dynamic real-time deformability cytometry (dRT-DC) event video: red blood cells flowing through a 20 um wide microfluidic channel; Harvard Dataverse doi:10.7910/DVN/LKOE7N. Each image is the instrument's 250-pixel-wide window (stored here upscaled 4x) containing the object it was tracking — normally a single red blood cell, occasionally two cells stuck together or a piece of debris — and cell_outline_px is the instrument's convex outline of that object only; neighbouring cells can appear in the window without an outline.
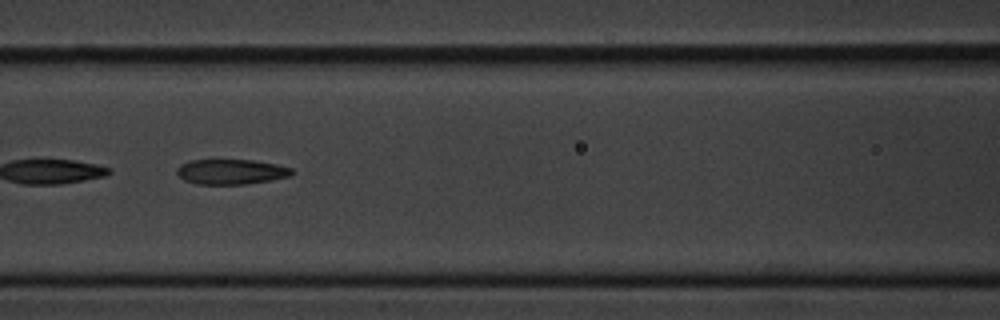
{"species": "common noctule bat (a hibernating species)", "species_latin": "Nyctalus noctula", "temperature_condition": "cold", "stored_images_in_passage": 13, "camera_frame_rate_fps": 3000, "um_per_image_px": 0.085, "animal": {"sex": "male", "body_mass_g": 20.1, "forearm_length_mm": 53.5}, "frame": {"image": 1, "passage_image": 6, "time_ms": 6.667, "image_size_px": [1000, 320], "cell_outline_px": [[292, 176], [272, 180], [244, 184], [196, 184], [184, 180], [176, 172], [176, 168], [180, 164], [192, 160], [252, 160], [276, 164], [292, 168]], "centroid_in_image_um": [19.64, 14.6], "position_along_channel_um": 147.0, "area_um2": 16.82}}
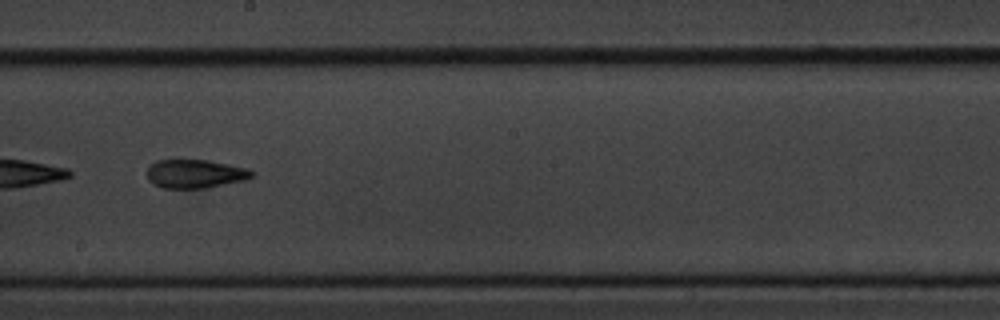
{"frame": {"image": 2, "passage_image": 8, "time_ms": 9.0, "image_size_px": [1000, 320], "cell_outline_px": [[256, 176], [244, 180], [208, 188], [164, 188], [152, 184], [148, 180], [148, 164], [156, 160], [204, 160], [228, 164], [248, 168], [256, 172]], "centroid_in_image_um": [16.6, 14.77], "position_along_channel_um": 231.6, "area_um2": 17.69}}
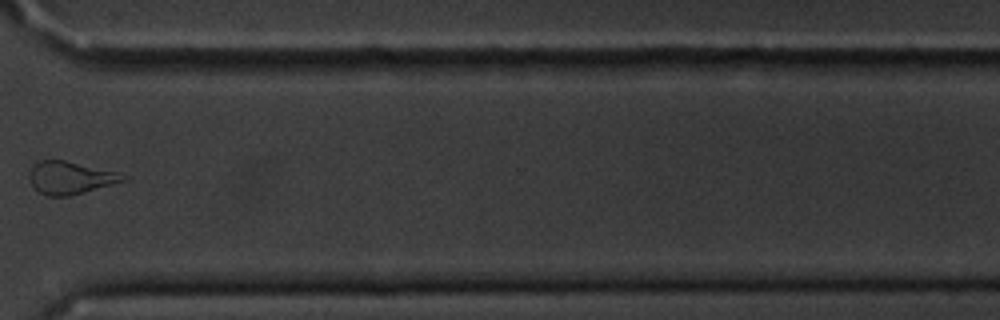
{"frame": {"image": 3, "passage_image": 11, "time_ms": 12.667, "image_size_px": [1000, 320], "cell_outline_px": [[128, 180], [84, 192], [68, 196], [48, 196], [40, 192], [32, 184], [28, 176], [32, 164], [40, 160], [64, 160], [116, 172], [128, 176]], "centroid_in_image_um": [5.96, 15.1], "position_along_channel_um": 364.6, "area_um2": 17.69}, "authors_computed_cell_mechanics": {"area_um2": 18.3226, "velocity_mm_per_s": 3.6243, "shape_relaxation_time_tau1_ms": 2.771, "shape_relaxation_time_tau2_ms": null, "deformation_change_tau1": 0.0946, "deformation_change_tau2": null}}